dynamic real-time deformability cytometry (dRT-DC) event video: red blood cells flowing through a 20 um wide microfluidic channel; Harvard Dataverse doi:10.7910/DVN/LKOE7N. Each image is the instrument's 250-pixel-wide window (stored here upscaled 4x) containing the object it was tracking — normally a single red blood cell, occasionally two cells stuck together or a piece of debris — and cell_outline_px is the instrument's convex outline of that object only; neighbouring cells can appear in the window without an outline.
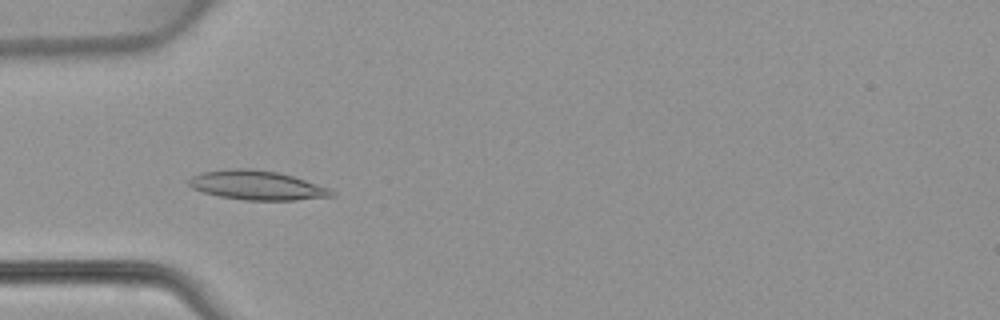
{"species": "common noctule bat (a hibernating species)", "species_latin": "Nyctalus noctula", "temperature_condition": "warm", "stored_images_in_passage": 48, "camera_frame_rate_fps": 3000, "um_per_image_px": 0.085, "animal": {"sex": "female", "body_mass_g": 22.7, "forearm_length_mm": 54.2}, "frame": {"image": 1, "passage_image": 15, "time_ms": 4.667, "image_size_px": [1000, 320], "cell_outline_px": [[336, 196], [296, 200], [244, 200], [220, 196], [204, 192], [192, 188], [188, 184], [188, 180], [192, 176], [200, 172], [232, 168], [248, 168], [276, 172], [292, 176], [328, 188], [336, 192]], "centroid_in_image_um": [21.83, 15.75], "position_along_channel_um": 63.2, "area_um2": 24.22}}
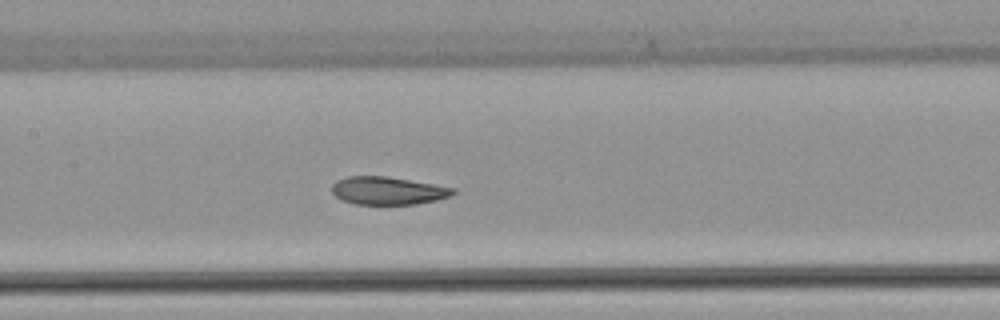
{"frame": {"image": 2, "passage_image": 23, "time_ms": 7.333, "image_size_px": [1000, 320], "cell_outline_px": [[456, 192], [452, 196], [436, 200], [416, 204], [352, 204], [336, 196], [332, 192], [332, 184], [336, 180], [348, 176], [388, 176], [456, 188]], "centroid_in_image_um": [32.99, 16.2], "position_along_channel_um": 174.4, "area_um2": 19.77}}
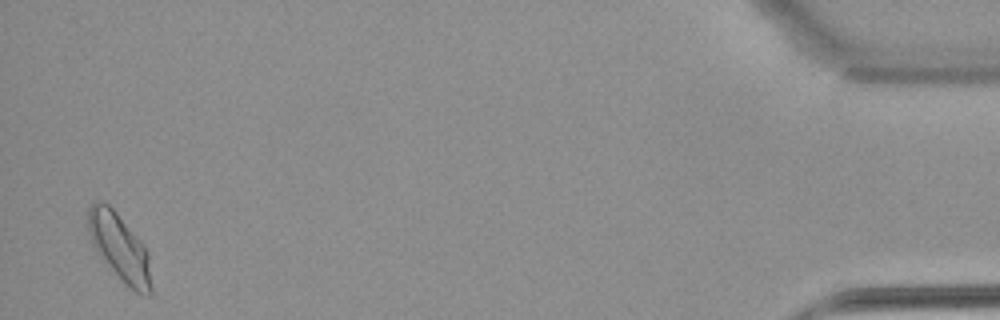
{"frame": {"image": 3, "passage_image": 47, "time_ms": 15.333, "image_size_px": [1000, 320], "cell_outline_px": [[152, 296], [144, 296], [136, 292], [100, 256], [92, 244], [88, 232], [88, 208], [96, 200], [104, 200], [116, 212], [140, 240], [148, 252], [152, 288]], "centroid_in_image_um": [10.17, 20.99], "position_along_channel_um": 425.0, "area_um2": 24.28}}